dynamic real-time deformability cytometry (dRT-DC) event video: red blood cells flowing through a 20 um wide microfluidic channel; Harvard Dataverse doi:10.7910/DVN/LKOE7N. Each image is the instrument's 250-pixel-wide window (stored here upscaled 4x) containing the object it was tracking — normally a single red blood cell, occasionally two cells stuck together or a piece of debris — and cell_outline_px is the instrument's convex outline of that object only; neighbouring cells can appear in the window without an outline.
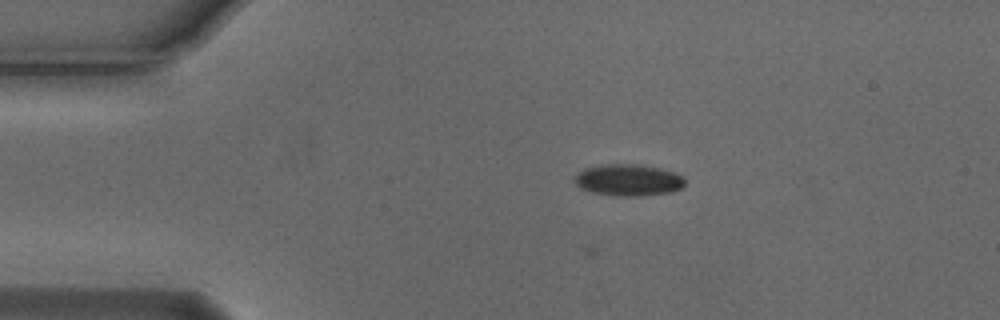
{"species": "Egyptian fruit bat (a non-hibernating species)", "species_latin": "Rousettus aegyptiacus", "temperature_condition": "cold", "stored_images_in_passage": 5, "camera_frame_rate_fps": 3000, "um_per_image_px": 0.085, "animal": {"sex": "male"}, "frame": {"image": 1, "passage_image": 5, "time_ms": 1.333, "image_size_px": [1000, 320], "cell_outline_px": [[684, 188], [672, 192], [644, 196], [620, 196], [592, 192], [580, 188], [576, 184], [576, 176], [584, 168], [608, 164], [632, 164], [660, 168], [676, 172], [684, 176]], "centroid_in_image_um": [53.48, 15.31], "position_along_channel_um": 31.5, "area_um2": 20.35}}